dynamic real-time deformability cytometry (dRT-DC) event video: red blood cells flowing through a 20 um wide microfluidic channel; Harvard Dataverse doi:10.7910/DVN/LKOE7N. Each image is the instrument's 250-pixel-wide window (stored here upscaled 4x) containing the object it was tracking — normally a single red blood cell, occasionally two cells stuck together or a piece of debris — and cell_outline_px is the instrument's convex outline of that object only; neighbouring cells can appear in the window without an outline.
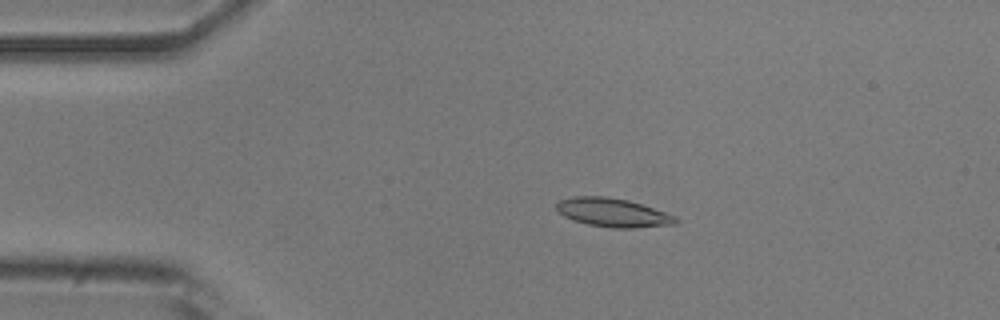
{"species": "common noctule bat (a hibernating species)", "species_latin": "Nyctalus noctula", "temperature_condition": "room temperature", "stored_images_in_passage": 54, "camera_frame_rate_fps": 3000, "um_per_image_px": 0.085, "animal": {"sex": "male", "body_mass_g": 20.5, "forearm_length_mm": 52.5}, "frame": {"image": 1, "passage_image": 11, "time_ms": 3.333, "image_size_px": [1000, 320], "cell_outline_px": [[680, 220], [676, 224], [636, 228], [612, 228], [588, 224], [572, 220], [564, 216], [556, 208], [556, 204], [560, 200], [576, 196], [604, 196], [628, 200], [676, 216]], "centroid_in_image_um": [52.11, 18.08], "position_along_channel_um": 32.9, "area_um2": 19.83}}
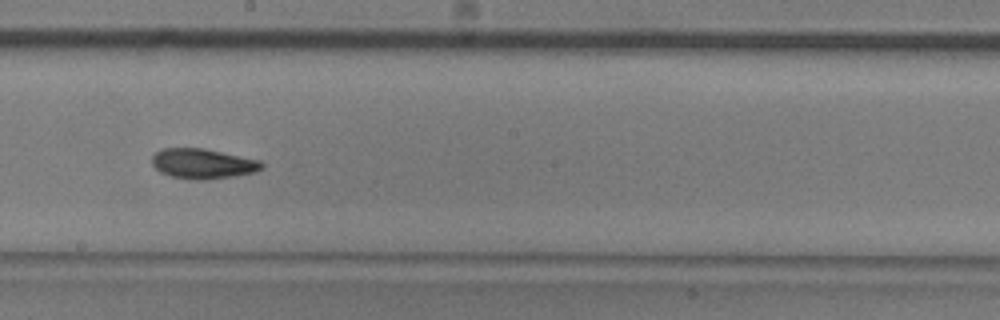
{"frame": {"image": 2, "passage_image": 30, "time_ms": 9.667, "image_size_px": [1000, 320], "cell_outline_px": [[264, 168], [256, 172], [236, 176], [204, 180], [196, 180], [172, 176], [160, 172], [152, 164], [152, 156], [156, 152], [164, 148], [204, 148], [260, 160], [264, 164]], "centroid_in_image_um": [17.28, 13.91], "position_along_channel_um": 230.9, "area_um2": 19.31}}
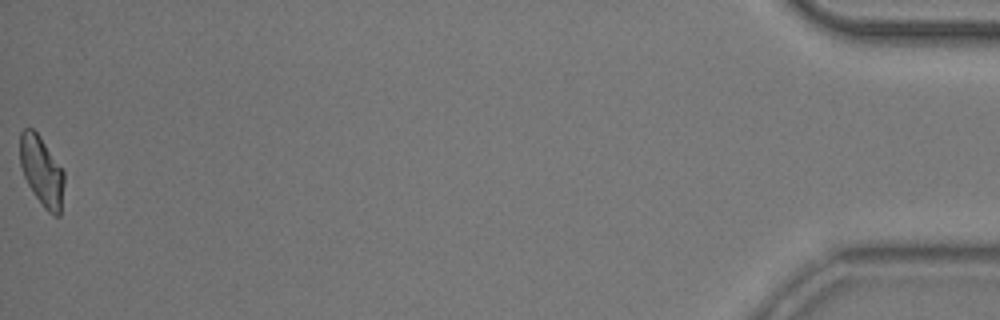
{"frame": {"image": 3, "passage_image": 54, "time_ms": 17.667, "image_size_px": [1000, 320], "cell_outline_px": [[64, 184], [60, 216], [52, 216], [44, 208], [28, 184], [24, 176], [20, 164], [20, 132], [24, 128], [32, 128], [40, 136], [64, 172]], "centroid_in_image_um": [3.55, 14.56], "position_along_channel_um": 431.7, "area_um2": 17.8}, "authors_computed_cell_mechanics": {"area_um2": 18.8139, "velocity_mm_per_s": 3.7668, "shape_relaxation_time_tau1_ms": 4.8503, "shape_relaxation_time_tau2_ms": 4.0565, "deformation_change_tau1": 0.144, "deformation_change_tau2": 0.0985}}